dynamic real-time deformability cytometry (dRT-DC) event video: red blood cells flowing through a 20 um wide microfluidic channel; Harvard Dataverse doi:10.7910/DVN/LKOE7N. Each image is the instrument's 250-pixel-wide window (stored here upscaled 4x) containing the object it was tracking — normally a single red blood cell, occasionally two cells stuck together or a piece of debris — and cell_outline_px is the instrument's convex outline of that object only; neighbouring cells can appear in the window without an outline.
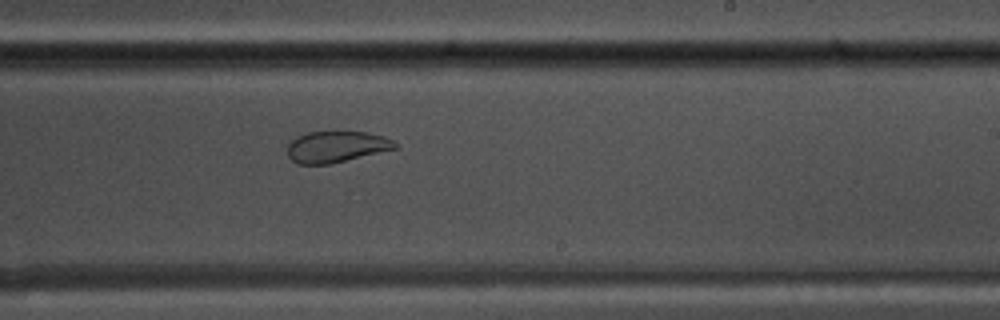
{"species": "common noctule bat (a hibernating species)", "species_latin": "Nyctalus noctula", "temperature_condition": "warm", "stored_images_in_passage": 36, "camera_frame_rate_fps": 3000, "um_per_image_px": 0.085, "animal": {"sex": "male", "body_mass_g": 17.5, "forearm_length_mm": 52.3}, "frame": {"image": 1, "passage_image": 21, "time_ms": 6.667, "image_size_px": [1000, 320], "cell_outline_px": [[400, 148], [328, 164], [300, 164], [292, 160], [288, 156], [288, 144], [296, 136], [308, 132], [368, 132], [384, 136], [400, 144]], "centroid_in_image_um": [28.64, 12.47], "position_along_channel_um": 260.4, "area_um2": 19.65}}